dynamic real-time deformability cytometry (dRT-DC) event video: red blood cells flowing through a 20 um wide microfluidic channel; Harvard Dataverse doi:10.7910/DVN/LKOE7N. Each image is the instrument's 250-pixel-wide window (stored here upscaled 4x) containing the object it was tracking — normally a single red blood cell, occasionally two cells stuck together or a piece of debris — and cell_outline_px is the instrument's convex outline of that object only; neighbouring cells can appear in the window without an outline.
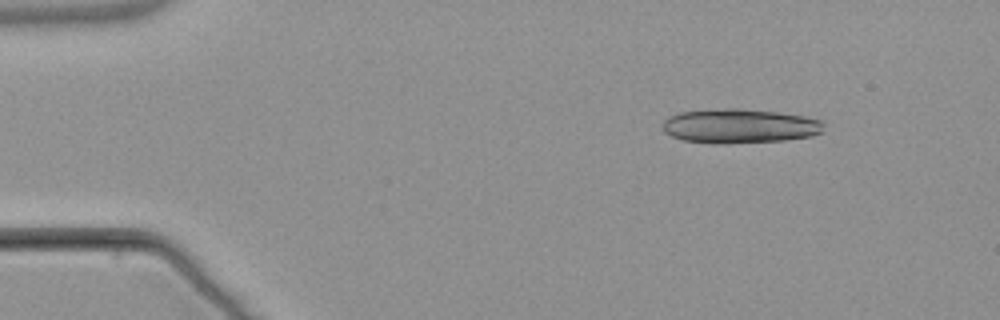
{"species": "common noctule bat (a hibernating species)", "species_latin": "Nyctalus noctula", "temperature_condition": "warm", "stored_images_in_passage": 6, "camera_frame_rate_fps": 3000, "um_per_image_px": 0.085, "animal": {"sex": "male", "body_mass_g": 21.5, "forearm_length_mm": 52.0}, "frame": {"image": 1, "passage_image": 2, "time_ms": 1.0, "image_size_px": [1000, 320], "cell_outline_px": [[824, 132], [812, 136], [784, 140], [720, 144], [712, 144], [684, 140], [672, 136], [664, 132], [664, 120], [668, 116], [680, 112], [724, 108], [740, 108], [776, 112], [804, 116], [824, 120]], "centroid_in_image_um": [62.9, 10.71], "position_along_channel_um": 22.1, "area_um2": 32.48}}
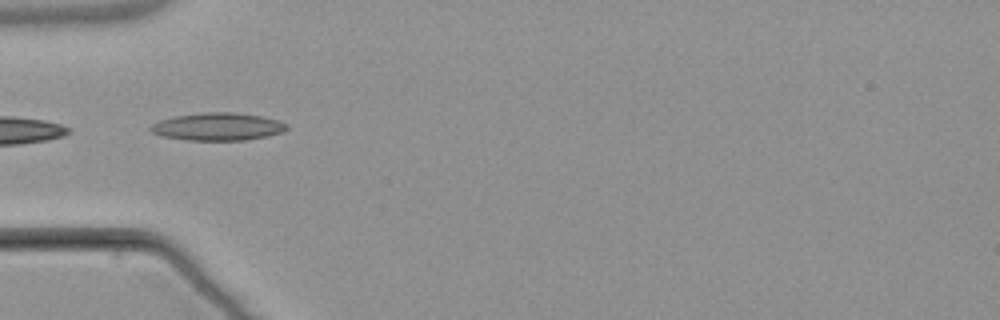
{"frame": {"image": 2, "passage_image": 5, "time_ms": 4.667, "image_size_px": [1000, 320], "cell_outline_px": [[288, 128], [284, 132], [268, 136], [244, 140], [184, 140], [160, 136], [152, 132], [148, 128], [152, 124], [160, 120], [176, 116], [200, 112], [236, 112], [260, 116], [276, 120], [288, 124]], "centroid_in_image_um": [18.5, 10.77], "position_along_channel_um": 66.5, "area_um2": 22.08}}
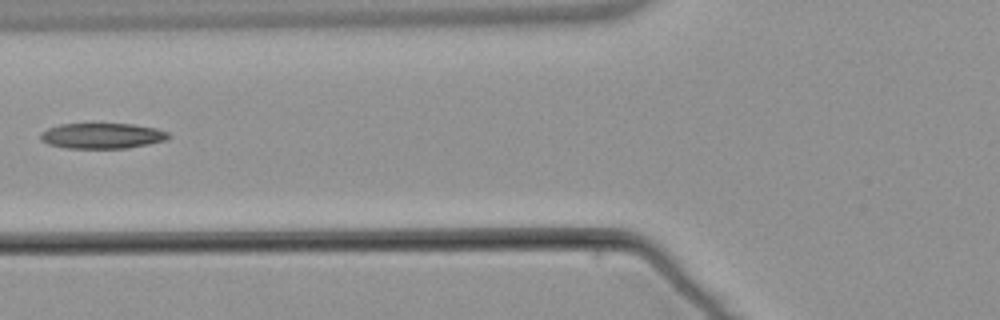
{"frame": {"image": 3, "passage_image": 6, "time_ms": 6.0, "image_size_px": [1000, 320], "cell_outline_px": [[172, 136], [164, 140], [148, 144], [128, 148], [64, 148], [48, 144], [40, 140], [40, 132], [48, 128], [60, 124], [92, 120], [132, 124], [156, 128], [168, 132]], "centroid_in_image_um": [8.63, 11.49], "position_along_channel_um": 117.2, "area_um2": 20.11}}